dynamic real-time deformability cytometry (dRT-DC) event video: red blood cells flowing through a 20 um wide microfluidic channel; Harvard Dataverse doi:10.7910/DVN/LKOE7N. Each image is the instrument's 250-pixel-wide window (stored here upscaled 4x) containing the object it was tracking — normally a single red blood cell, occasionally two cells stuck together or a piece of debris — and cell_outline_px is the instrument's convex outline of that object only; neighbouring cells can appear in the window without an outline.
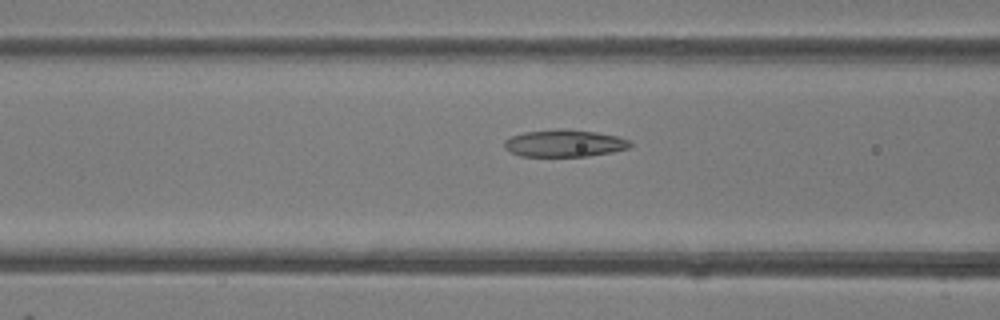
{"species": "common noctule bat (a hibernating species)", "species_latin": "Nyctalus noctula", "temperature_condition": "room temperature", "stored_images_in_passage": 50, "camera_frame_rate_fps": 3000, "um_per_image_px": 0.085, "animal": {"sex": "female"}, "frame": {"image": 1, "passage_image": 20, "time_ms": 6.333, "image_size_px": [1000, 320], "cell_outline_px": [[632, 144], [628, 148], [612, 152], [588, 156], [520, 156], [504, 148], [504, 140], [512, 136], [524, 132], [556, 128], [564, 128], [596, 132], [616, 136], [628, 140]], "centroid_in_image_um": [47.95, 12.17], "position_along_channel_um": 118.7, "area_um2": 19.94}}
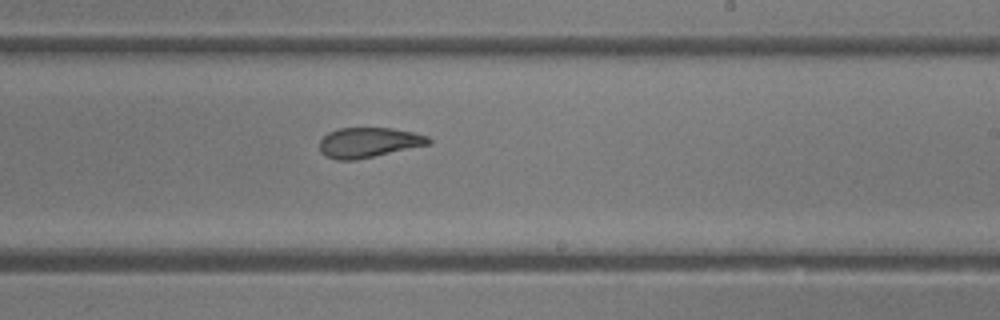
{"frame": {"image": 2, "passage_image": 30, "time_ms": 9.667, "image_size_px": [1000, 320], "cell_outline_px": [[432, 144], [356, 160], [336, 160], [320, 152], [320, 140], [328, 132], [340, 128], [392, 128], [412, 132], [428, 136], [432, 140]], "centroid_in_image_um": [31.36, 12.11], "position_along_channel_um": 257.6, "area_um2": 19.13}}
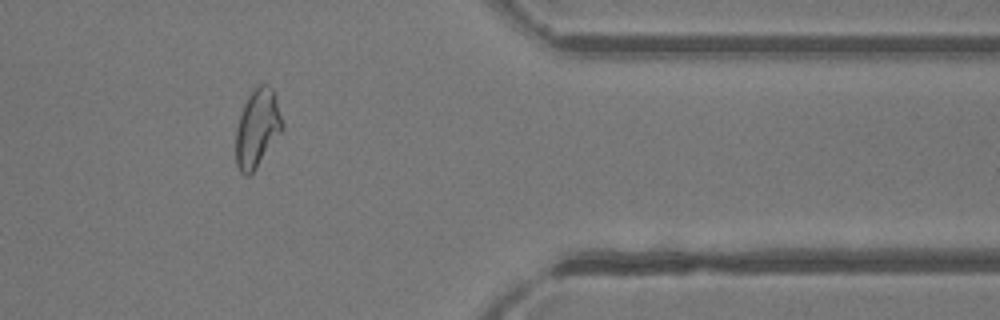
{"frame": {"image": 3, "passage_image": 41, "time_ms": 13.333, "image_size_px": [1000, 320], "cell_outline_px": [[284, 128], [256, 168], [248, 176], [244, 176], [240, 172], [236, 164], [236, 128], [244, 104], [248, 96], [260, 84], [268, 84], [272, 88], [276, 96], [284, 124]], "centroid_in_image_um": [21.88, 10.9], "position_along_channel_um": 389.5, "area_um2": 21.1}, "authors_computed_cell_mechanics": {"area_um2": 21.4149, "velocity_mm_per_s": 4.1728, "shape_relaxation_time_tau1_ms": 6.6524, "shape_relaxation_time_tau2_ms": 1.9589, "deformation_change_tau1": 0.1898, "deformation_change_tau2": 0.0888}}